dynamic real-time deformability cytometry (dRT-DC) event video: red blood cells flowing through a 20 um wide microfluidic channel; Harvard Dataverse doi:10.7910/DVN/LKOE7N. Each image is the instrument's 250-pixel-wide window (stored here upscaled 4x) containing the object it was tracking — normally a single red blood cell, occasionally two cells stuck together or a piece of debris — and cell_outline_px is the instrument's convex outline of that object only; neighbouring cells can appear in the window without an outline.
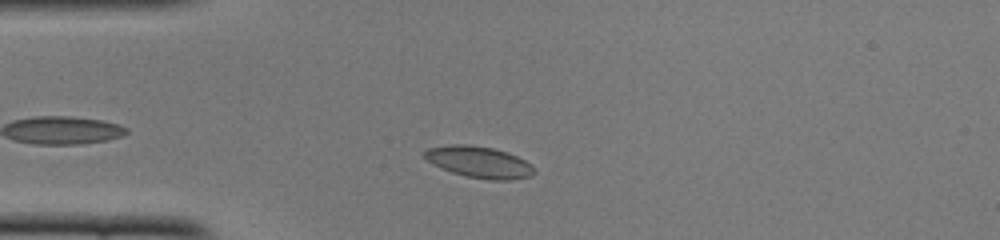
{"species": "common noctule bat (a hibernating species)", "species_latin": "Nyctalus noctula", "temperature_condition": "cold", "stored_images_in_passage": 39, "camera_frame_rate_fps": 3000, "um_per_image_px": 0.085, "animal": {"sex": "female", "body_mass_g": 22.0, "forearm_length_mm": 56.7}, "frame": {"image": 1, "passage_image": 8, "time_ms": 2.333, "image_size_px": [1000, 240], "cell_outline_px": [[536, 172], [528, 176], [512, 180], [488, 180], [468, 176], [452, 172], [432, 164], [424, 156], [424, 152], [428, 148], [452, 144], [468, 144], [492, 148], [508, 152], [532, 164]], "centroid_in_image_um": [40.74, 13.77], "position_along_channel_um": 44.3, "area_um2": 20.0}}
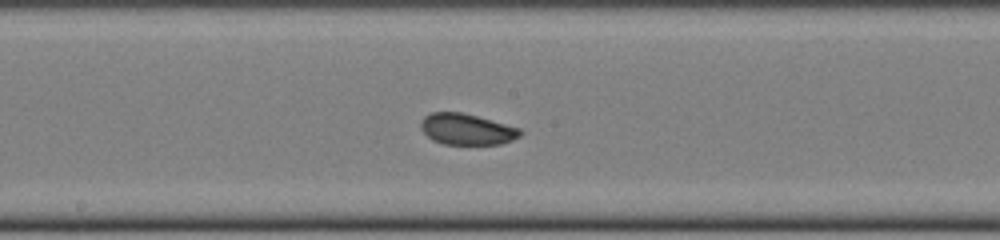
{"frame": {"image": 2, "passage_image": 22, "time_ms": 7.0, "image_size_px": [1000, 240], "cell_outline_px": [[524, 132], [520, 136], [512, 140], [500, 144], [444, 144], [432, 140], [420, 128], [420, 120], [424, 116], [432, 112], [460, 112], [476, 116], [520, 128]], "centroid_in_image_um": [39.66, 10.99], "position_along_channel_um": 208.5, "area_um2": 17.98}}
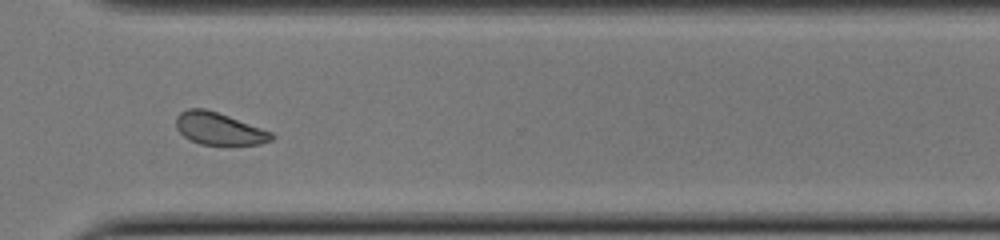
{"frame": {"image": 3, "passage_image": 33, "time_ms": 10.667, "image_size_px": [1000, 240], "cell_outline_px": [[276, 136], [272, 140], [260, 144], [200, 144], [184, 136], [176, 128], [176, 116], [180, 112], [188, 108], [204, 108], [228, 116], [272, 132]], "centroid_in_image_um": [18.61, 10.93], "position_along_channel_um": 352.0, "area_um2": 17.69}, "authors_computed_cell_mechanics": {"area_um2": 18.6694, "velocity_mm_per_s": 3.8986, "shape_relaxation_time_tau1_ms": 2.2776, "shape_relaxation_time_tau2_ms": 2.3928, "deformation_change_tau1": 0.0589, "deformation_change_tau2": 0.0699}}